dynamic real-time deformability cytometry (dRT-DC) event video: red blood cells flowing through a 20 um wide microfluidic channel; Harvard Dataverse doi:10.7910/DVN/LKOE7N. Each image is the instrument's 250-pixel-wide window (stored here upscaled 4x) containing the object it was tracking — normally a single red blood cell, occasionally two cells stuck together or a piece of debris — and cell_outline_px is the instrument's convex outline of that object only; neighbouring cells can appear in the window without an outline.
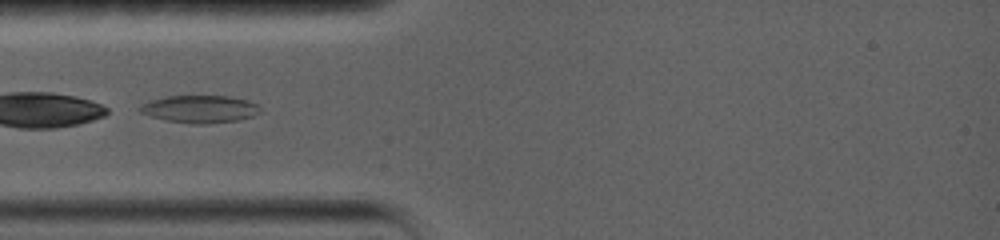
{"species": "common noctule bat (a hibernating species)", "species_latin": "Nyctalus noctula", "temperature_condition": "warm", "stored_images_in_passage": 10, "camera_frame_rate_fps": 5000, "um_per_image_px": 0.085, "animal": {"sex": "female", "body_mass_g": 19.0, "forearm_length_mm": 56.7}, "frame": {"image": 1, "passage_image": 1, "time_ms": 0.0, "image_size_px": [1000, 240], "cell_outline_px": [[260, 112], [252, 116], [240, 120], [208, 124], [196, 124], [168, 120], [152, 116], [140, 112], [136, 108], [140, 104], [148, 100], [168, 96], [228, 96], [248, 100], [260, 104]], "centroid_in_image_um": [17.0, 9.26], "position_along_channel_um": 68.0, "area_um2": 19.42}}
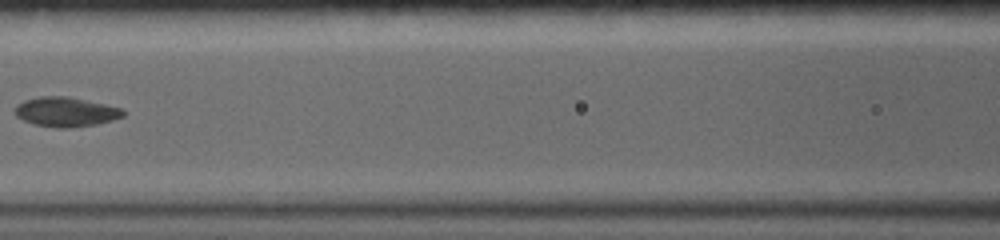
{"frame": {"image": 2, "passage_image": 4, "time_ms": 2.6, "image_size_px": [1000, 240], "cell_outline_px": [[124, 116], [112, 120], [96, 124], [72, 128], [56, 128], [36, 124], [24, 120], [16, 116], [12, 112], [16, 104], [24, 100], [40, 96], [68, 96], [104, 104], [120, 108], [124, 112]], "centroid_in_image_um": [5.54, 9.51], "position_along_channel_um": 161.1, "area_um2": 18.67}}
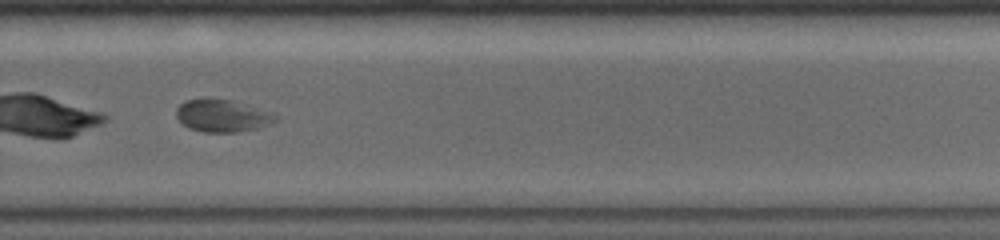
{"frame": {"image": 3, "passage_image": 9, "time_ms": 6.8, "image_size_px": [1000, 240], "cell_outline_px": [[280, 116], [276, 120], [268, 124], [256, 128], [240, 132], [204, 132], [188, 128], [176, 116], [176, 108], [184, 100], [204, 96], [232, 100], [276, 112]], "centroid_in_image_um": [18.91, 9.79], "position_along_channel_um": 310.9, "area_um2": 19.36}}